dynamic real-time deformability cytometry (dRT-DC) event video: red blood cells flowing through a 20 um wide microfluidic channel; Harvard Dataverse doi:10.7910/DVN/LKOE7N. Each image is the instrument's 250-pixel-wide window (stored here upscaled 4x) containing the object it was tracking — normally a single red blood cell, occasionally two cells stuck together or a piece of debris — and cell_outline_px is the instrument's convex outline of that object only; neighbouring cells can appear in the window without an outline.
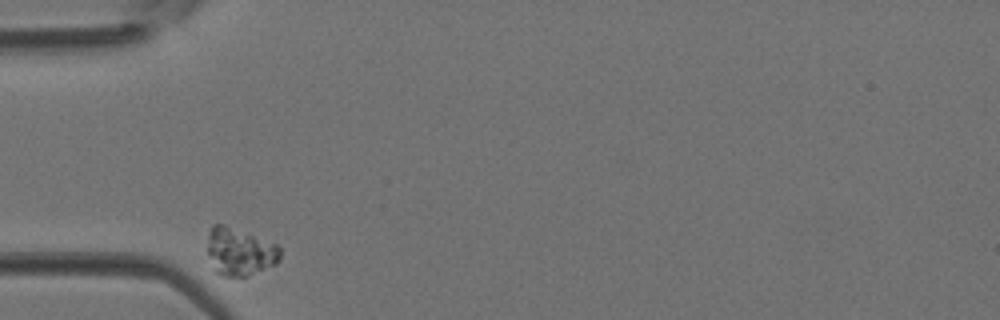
{"species": "Egyptian fruit bat (a non-hibernating species)", "species_latin": "Rousettus aegyptiacus", "temperature_condition": "room temperature", "stored_images_in_passage": 2, "camera_frame_rate_fps": 3000, "um_per_image_px": 0.085, "animal": {"sex": "female"}, "frame": {"image": 1, "passage_image": 1, "time_ms": 0.0, "image_size_px": [1000, 320], "cell_outline_px": [[280, 260], [276, 264], [248, 276], [220, 276], [212, 272], [208, 252], [208, 232], [212, 224], [224, 224], [276, 244], [280, 248]], "centroid_in_image_um": [20.34, 21.42], "position_along_channel_um": 64.7, "area_um2": 20.4}}
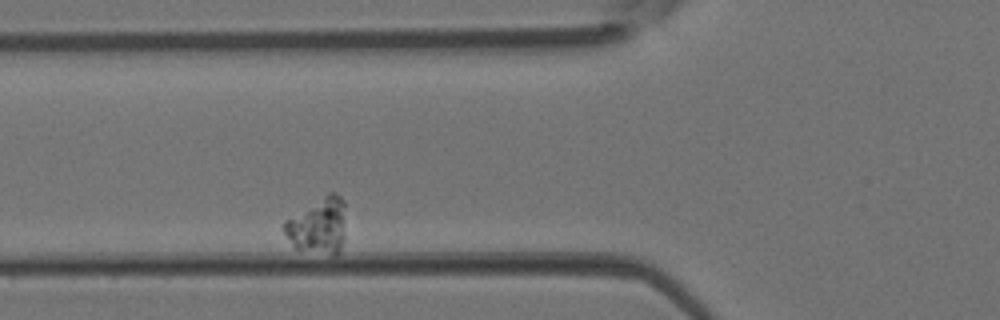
{"frame": {"image": 2, "passage_image": 2, "time_ms": 0.333, "image_size_px": [1000, 320], "cell_outline_px": [[344, 236], [340, 248], [336, 256], [332, 256], [296, 248], [292, 244], [284, 232], [284, 220], [328, 192], [336, 192], [344, 200]], "centroid_in_image_um": [27.06, 19.18], "position_along_channel_um": 98.7, "area_um2": 20.17}}